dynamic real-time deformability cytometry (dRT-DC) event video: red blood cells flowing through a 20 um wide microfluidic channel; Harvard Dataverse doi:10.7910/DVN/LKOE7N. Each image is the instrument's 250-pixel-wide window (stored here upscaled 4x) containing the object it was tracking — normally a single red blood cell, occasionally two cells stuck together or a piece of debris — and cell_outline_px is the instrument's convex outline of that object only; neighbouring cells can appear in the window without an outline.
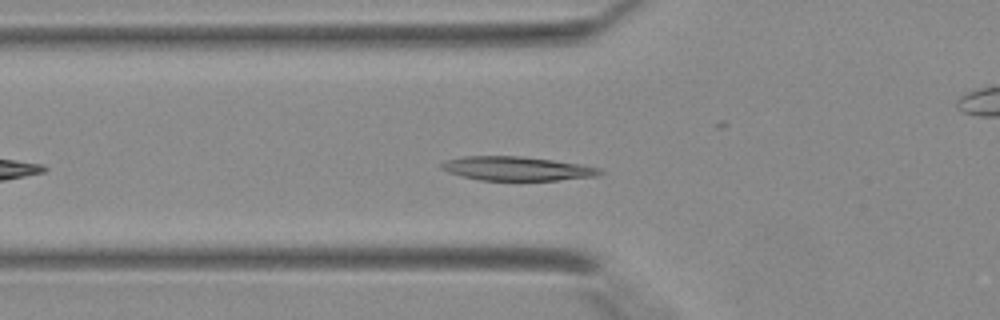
{"species": "Egyptian fruit bat (a non-hibernating species)", "species_latin": "Rousettus aegyptiacus", "temperature_condition": "warm", "stored_images_in_passage": 27, "camera_frame_rate_fps": 3000, "um_per_image_px": 0.085, "animal": {"sex": "female"}, "frame": {"image": 1, "passage_image": 5, "time_ms": 1.333, "image_size_px": [1000, 320], "cell_outline_px": [[604, 172], [596, 176], [556, 180], [480, 180], [448, 172], [440, 168], [440, 164], [448, 160], [464, 156], [520, 156], [552, 160], [580, 164], [600, 168]], "centroid_in_image_um": [43.94, 14.32], "position_along_channel_um": 81.9, "area_um2": 21.91}}
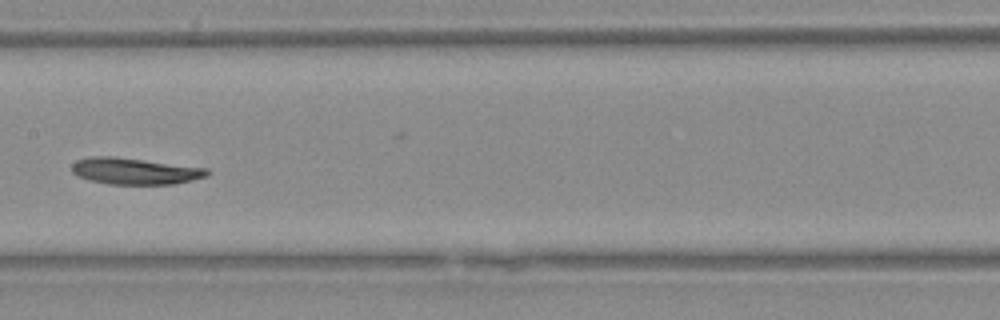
{"frame": {"image": 2, "passage_image": 12, "time_ms": 3.667, "image_size_px": [1000, 320], "cell_outline_px": [[208, 176], [192, 180], [172, 184], [108, 184], [88, 180], [72, 172], [72, 164], [76, 160], [88, 156], [116, 156], [208, 168]], "centroid_in_image_um": [11.44, 14.53], "position_along_channel_um": 196.0, "area_um2": 20.98}}
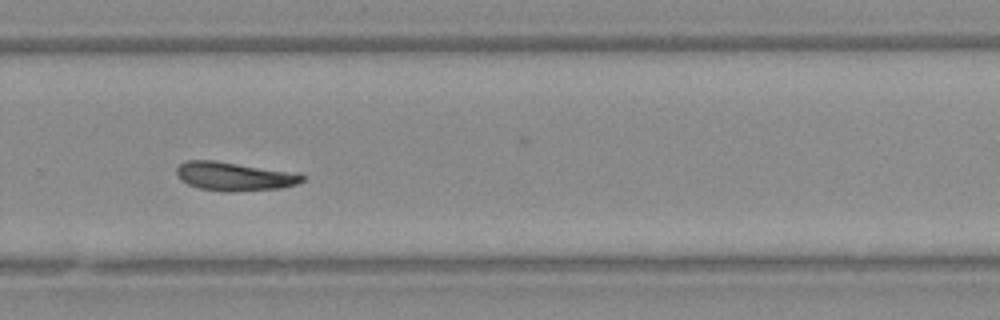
{"frame": {"image": 3, "passage_image": 19, "time_ms": 6.0, "image_size_px": [1000, 320], "cell_outline_px": [[304, 180], [296, 184], [280, 188], [228, 192], [200, 188], [188, 184], [180, 180], [176, 172], [176, 168], [180, 164], [188, 160], [212, 160], [300, 172], [304, 176]], "centroid_in_image_um": [19.95, 14.98], "position_along_channel_um": 309.9, "area_um2": 21.1}}